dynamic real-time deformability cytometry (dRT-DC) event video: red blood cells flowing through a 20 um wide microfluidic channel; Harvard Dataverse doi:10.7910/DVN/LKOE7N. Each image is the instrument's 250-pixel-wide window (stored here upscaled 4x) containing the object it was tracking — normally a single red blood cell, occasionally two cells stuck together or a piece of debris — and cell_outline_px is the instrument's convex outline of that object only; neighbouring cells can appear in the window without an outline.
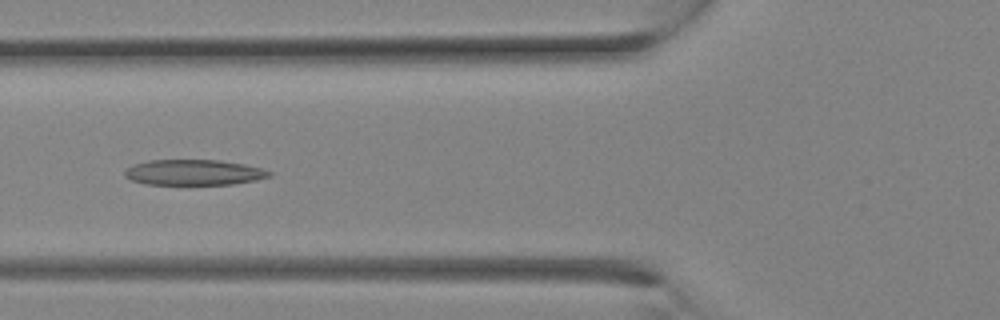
{"species": "Egyptian fruit bat (a non-hibernating species)", "species_latin": "Rousettus aegyptiacus", "temperature_condition": "room temperature", "stored_images_in_passage": 27, "camera_frame_rate_fps": 3000, "um_per_image_px": 0.085, "animal": {"sex": "female"}, "frame": {"image": 1, "passage_image": 10, "time_ms": 3.0, "image_size_px": [1000, 320], "cell_outline_px": [[272, 176], [256, 180], [232, 184], [144, 184], [132, 180], [124, 176], [124, 172], [132, 164], [148, 160], [220, 160], [244, 164], [260, 168], [272, 172]], "centroid_in_image_um": [16.46, 14.65], "position_along_channel_um": 109.3, "area_um2": 21.5}}
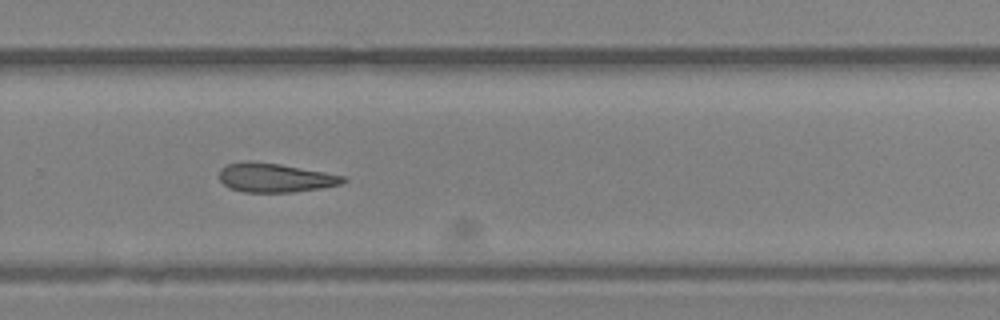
{"frame": {"image": 2, "passage_image": 18, "time_ms": 5.667, "image_size_px": [1000, 320], "cell_outline_px": [[348, 180], [340, 184], [320, 188], [292, 192], [244, 192], [228, 188], [220, 180], [220, 168], [228, 164], [244, 160], [252, 160], [280, 164], [324, 172], [344, 176]], "centroid_in_image_um": [23.34, 15.09], "position_along_channel_um": 306.5, "area_um2": 20.98}}
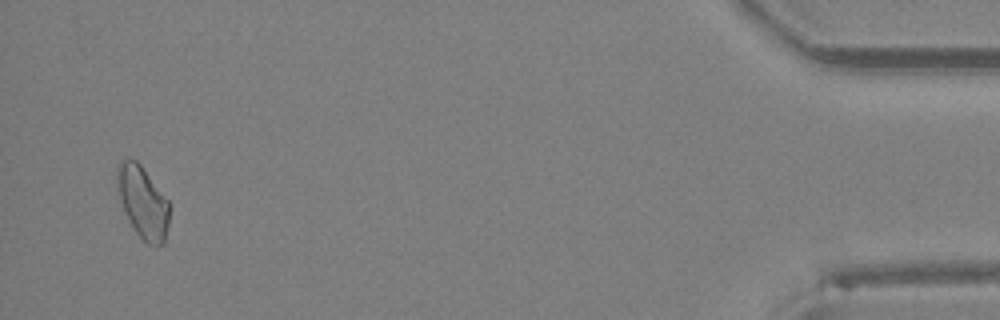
{"frame": {"image": 3, "passage_image": 26, "time_ms": 8.333, "image_size_px": [1000, 320], "cell_outline_px": [[168, 224], [164, 244], [156, 248], [148, 244], [136, 232], [128, 220], [124, 212], [120, 200], [116, 184], [116, 164], [120, 160], [136, 160], [140, 164], [168, 200]], "centroid_in_image_um": [12.11, 17.19], "position_along_channel_um": 423.1, "area_um2": 21.96}}